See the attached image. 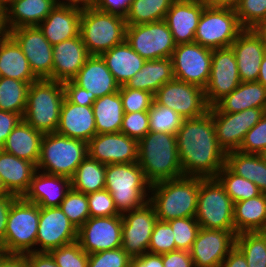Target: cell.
Listing matches in <instances>:
<instances>
[{
  "mask_svg": "<svg viewBox=\"0 0 266 267\" xmlns=\"http://www.w3.org/2000/svg\"><path fill=\"white\" fill-rule=\"evenodd\" d=\"M92 107L97 134L120 132L124 111L119 91L97 98Z\"/></svg>",
  "mask_w": 266,
  "mask_h": 267,
  "instance_id": "cell-37",
  "label": "cell"
},
{
  "mask_svg": "<svg viewBox=\"0 0 266 267\" xmlns=\"http://www.w3.org/2000/svg\"><path fill=\"white\" fill-rule=\"evenodd\" d=\"M131 267H163L162 254L145 253L131 259Z\"/></svg>",
  "mask_w": 266,
  "mask_h": 267,
  "instance_id": "cell-61",
  "label": "cell"
},
{
  "mask_svg": "<svg viewBox=\"0 0 266 267\" xmlns=\"http://www.w3.org/2000/svg\"><path fill=\"white\" fill-rule=\"evenodd\" d=\"M125 40L145 60L171 58L176 48L165 20L127 25Z\"/></svg>",
  "mask_w": 266,
  "mask_h": 267,
  "instance_id": "cell-11",
  "label": "cell"
},
{
  "mask_svg": "<svg viewBox=\"0 0 266 267\" xmlns=\"http://www.w3.org/2000/svg\"><path fill=\"white\" fill-rule=\"evenodd\" d=\"M30 84L13 78L0 77V110L24 115Z\"/></svg>",
  "mask_w": 266,
  "mask_h": 267,
  "instance_id": "cell-40",
  "label": "cell"
},
{
  "mask_svg": "<svg viewBox=\"0 0 266 267\" xmlns=\"http://www.w3.org/2000/svg\"><path fill=\"white\" fill-rule=\"evenodd\" d=\"M27 267H59L49 252L26 253Z\"/></svg>",
  "mask_w": 266,
  "mask_h": 267,
  "instance_id": "cell-59",
  "label": "cell"
},
{
  "mask_svg": "<svg viewBox=\"0 0 266 267\" xmlns=\"http://www.w3.org/2000/svg\"><path fill=\"white\" fill-rule=\"evenodd\" d=\"M4 254V252L0 249V257Z\"/></svg>",
  "mask_w": 266,
  "mask_h": 267,
  "instance_id": "cell-74",
  "label": "cell"
},
{
  "mask_svg": "<svg viewBox=\"0 0 266 267\" xmlns=\"http://www.w3.org/2000/svg\"><path fill=\"white\" fill-rule=\"evenodd\" d=\"M87 156V142L56 132L43 134L37 170L71 178Z\"/></svg>",
  "mask_w": 266,
  "mask_h": 267,
  "instance_id": "cell-7",
  "label": "cell"
},
{
  "mask_svg": "<svg viewBox=\"0 0 266 267\" xmlns=\"http://www.w3.org/2000/svg\"><path fill=\"white\" fill-rule=\"evenodd\" d=\"M78 229L69 221L60 207H40L35 252H49L77 241Z\"/></svg>",
  "mask_w": 266,
  "mask_h": 267,
  "instance_id": "cell-19",
  "label": "cell"
},
{
  "mask_svg": "<svg viewBox=\"0 0 266 267\" xmlns=\"http://www.w3.org/2000/svg\"><path fill=\"white\" fill-rule=\"evenodd\" d=\"M236 235L227 230L200 228L190 252L195 267H220L235 247Z\"/></svg>",
  "mask_w": 266,
  "mask_h": 267,
  "instance_id": "cell-20",
  "label": "cell"
},
{
  "mask_svg": "<svg viewBox=\"0 0 266 267\" xmlns=\"http://www.w3.org/2000/svg\"><path fill=\"white\" fill-rule=\"evenodd\" d=\"M17 196L13 194L0 195V243L4 240L9 210Z\"/></svg>",
  "mask_w": 266,
  "mask_h": 267,
  "instance_id": "cell-60",
  "label": "cell"
},
{
  "mask_svg": "<svg viewBox=\"0 0 266 267\" xmlns=\"http://www.w3.org/2000/svg\"><path fill=\"white\" fill-rule=\"evenodd\" d=\"M256 185L261 193L266 194V162L257 154Z\"/></svg>",
  "mask_w": 266,
  "mask_h": 267,
  "instance_id": "cell-64",
  "label": "cell"
},
{
  "mask_svg": "<svg viewBox=\"0 0 266 267\" xmlns=\"http://www.w3.org/2000/svg\"><path fill=\"white\" fill-rule=\"evenodd\" d=\"M257 81L266 88V52L261 61L260 72Z\"/></svg>",
  "mask_w": 266,
  "mask_h": 267,
  "instance_id": "cell-68",
  "label": "cell"
},
{
  "mask_svg": "<svg viewBox=\"0 0 266 267\" xmlns=\"http://www.w3.org/2000/svg\"><path fill=\"white\" fill-rule=\"evenodd\" d=\"M42 137L41 132L22 119L8 135L2 150L37 166Z\"/></svg>",
  "mask_w": 266,
  "mask_h": 267,
  "instance_id": "cell-33",
  "label": "cell"
},
{
  "mask_svg": "<svg viewBox=\"0 0 266 267\" xmlns=\"http://www.w3.org/2000/svg\"><path fill=\"white\" fill-rule=\"evenodd\" d=\"M6 194H9V193L6 191L5 187L2 184V181L0 179V195H6Z\"/></svg>",
  "mask_w": 266,
  "mask_h": 267,
  "instance_id": "cell-70",
  "label": "cell"
},
{
  "mask_svg": "<svg viewBox=\"0 0 266 267\" xmlns=\"http://www.w3.org/2000/svg\"><path fill=\"white\" fill-rule=\"evenodd\" d=\"M235 246L245 256L248 267H266V236L260 231L238 233Z\"/></svg>",
  "mask_w": 266,
  "mask_h": 267,
  "instance_id": "cell-41",
  "label": "cell"
},
{
  "mask_svg": "<svg viewBox=\"0 0 266 267\" xmlns=\"http://www.w3.org/2000/svg\"><path fill=\"white\" fill-rule=\"evenodd\" d=\"M265 113L266 108H251L236 113H213L215 135L223 151H237L245 134Z\"/></svg>",
  "mask_w": 266,
  "mask_h": 267,
  "instance_id": "cell-18",
  "label": "cell"
},
{
  "mask_svg": "<svg viewBox=\"0 0 266 267\" xmlns=\"http://www.w3.org/2000/svg\"><path fill=\"white\" fill-rule=\"evenodd\" d=\"M174 0H133L125 16L127 25H138L161 21Z\"/></svg>",
  "mask_w": 266,
  "mask_h": 267,
  "instance_id": "cell-39",
  "label": "cell"
},
{
  "mask_svg": "<svg viewBox=\"0 0 266 267\" xmlns=\"http://www.w3.org/2000/svg\"><path fill=\"white\" fill-rule=\"evenodd\" d=\"M235 10L243 29H255L266 19V0H240Z\"/></svg>",
  "mask_w": 266,
  "mask_h": 267,
  "instance_id": "cell-46",
  "label": "cell"
},
{
  "mask_svg": "<svg viewBox=\"0 0 266 267\" xmlns=\"http://www.w3.org/2000/svg\"><path fill=\"white\" fill-rule=\"evenodd\" d=\"M205 6L199 0H174L165 21L176 45L194 42L200 16Z\"/></svg>",
  "mask_w": 266,
  "mask_h": 267,
  "instance_id": "cell-23",
  "label": "cell"
},
{
  "mask_svg": "<svg viewBox=\"0 0 266 267\" xmlns=\"http://www.w3.org/2000/svg\"><path fill=\"white\" fill-rule=\"evenodd\" d=\"M242 30L236 10L205 7L198 22L194 42L210 49L227 48Z\"/></svg>",
  "mask_w": 266,
  "mask_h": 267,
  "instance_id": "cell-10",
  "label": "cell"
},
{
  "mask_svg": "<svg viewBox=\"0 0 266 267\" xmlns=\"http://www.w3.org/2000/svg\"><path fill=\"white\" fill-rule=\"evenodd\" d=\"M259 155L261 156V158L266 162V148H264Z\"/></svg>",
  "mask_w": 266,
  "mask_h": 267,
  "instance_id": "cell-71",
  "label": "cell"
},
{
  "mask_svg": "<svg viewBox=\"0 0 266 267\" xmlns=\"http://www.w3.org/2000/svg\"><path fill=\"white\" fill-rule=\"evenodd\" d=\"M150 187L138 162L106 164L105 189L120 215L143 206L149 200Z\"/></svg>",
  "mask_w": 266,
  "mask_h": 267,
  "instance_id": "cell-4",
  "label": "cell"
},
{
  "mask_svg": "<svg viewBox=\"0 0 266 267\" xmlns=\"http://www.w3.org/2000/svg\"><path fill=\"white\" fill-rule=\"evenodd\" d=\"M9 31L5 22V5L0 2V39L6 37Z\"/></svg>",
  "mask_w": 266,
  "mask_h": 267,
  "instance_id": "cell-67",
  "label": "cell"
},
{
  "mask_svg": "<svg viewBox=\"0 0 266 267\" xmlns=\"http://www.w3.org/2000/svg\"><path fill=\"white\" fill-rule=\"evenodd\" d=\"M133 0H96L95 8L107 12L118 14L123 17L129 12Z\"/></svg>",
  "mask_w": 266,
  "mask_h": 267,
  "instance_id": "cell-58",
  "label": "cell"
},
{
  "mask_svg": "<svg viewBox=\"0 0 266 267\" xmlns=\"http://www.w3.org/2000/svg\"><path fill=\"white\" fill-rule=\"evenodd\" d=\"M154 100L184 119L203 116L210 109L202 87L176 79L162 85L155 93Z\"/></svg>",
  "mask_w": 266,
  "mask_h": 267,
  "instance_id": "cell-12",
  "label": "cell"
},
{
  "mask_svg": "<svg viewBox=\"0 0 266 267\" xmlns=\"http://www.w3.org/2000/svg\"><path fill=\"white\" fill-rule=\"evenodd\" d=\"M138 163L151 185L184 176L175 134L149 131L138 141Z\"/></svg>",
  "mask_w": 266,
  "mask_h": 267,
  "instance_id": "cell-3",
  "label": "cell"
},
{
  "mask_svg": "<svg viewBox=\"0 0 266 267\" xmlns=\"http://www.w3.org/2000/svg\"><path fill=\"white\" fill-rule=\"evenodd\" d=\"M234 203L217 178H202L195 218L201 228L219 229L233 232Z\"/></svg>",
  "mask_w": 266,
  "mask_h": 267,
  "instance_id": "cell-9",
  "label": "cell"
},
{
  "mask_svg": "<svg viewBox=\"0 0 266 267\" xmlns=\"http://www.w3.org/2000/svg\"><path fill=\"white\" fill-rule=\"evenodd\" d=\"M0 267H27L24 254H7L0 257Z\"/></svg>",
  "mask_w": 266,
  "mask_h": 267,
  "instance_id": "cell-63",
  "label": "cell"
},
{
  "mask_svg": "<svg viewBox=\"0 0 266 267\" xmlns=\"http://www.w3.org/2000/svg\"><path fill=\"white\" fill-rule=\"evenodd\" d=\"M90 217H109L120 215L114 200L106 189L87 194Z\"/></svg>",
  "mask_w": 266,
  "mask_h": 267,
  "instance_id": "cell-51",
  "label": "cell"
},
{
  "mask_svg": "<svg viewBox=\"0 0 266 267\" xmlns=\"http://www.w3.org/2000/svg\"><path fill=\"white\" fill-rule=\"evenodd\" d=\"M57 4V0H10L5 4L8 31L23 26H38Z\"/></svg>",
  "mask_w": 266,
  "mask_h": 267,
  "instance_id": "cell-29",
  "label": "cell"
},
{
  "mask_svg": "<svg viewBox=\"0 0 266 267\" xmlns=\"http://www.w3.org/2000/svg\"><path fill=\"white\" fill-rule=\"evenodd\" d=\"M52 80H72L90 56L80 34L53 46Z\"/></svg>",
  "mask_w": 266,
  "mask_h": 267,
  "instance_id": "cell-26",
  "label": "cell"
},
{
  "mask_svg": "<svg viewBox=\"0 0 266 267\" xmlns=\"http://www.w3.org/2000/svg\"><path fill=\"white\" fill-rule=\"evenodd\" d=\"M174 79L202 87L207 86L212 63V49L196 42L176 45L172 56Z\"/></svg>",
  "mask_w": 266,
  "mask_h": 267,
  "instance_id": "cell-13",
  "label": "cell"
},
{
  "mask_svg": "<svg viewBox=\"0 0 266 267\" xmlns=\"http://www.w3.org/2000/svg\"><path fill=\"white\" fill-rule=\"evenodd\" d=\"M176 250L171 226L166 221L157 220L151 234L148 253L161 255Z\"/></svg>",
  "mask_w": 266,
  "mask_h": 267,
  "instance_id": "cell-49",
  "label": "cell"
},
{
  "mask_svg": "<svg viewBox=\"0 0 266 267\" xmlns=\"http://www.w3.org/2000/svg\"><path fill=\"white\" fill-rule=\"evenodd\" d=\"M65 97L76 105L92 106L97 99L95 95L76 85L72 80L63 82Z\"/></svg>",
  "mask_w": 266,
  "mask_h": 267,
  "instance_id": "cell-55",
  "label": "cell"
},
{
  "mask_svg": "<svg viewBox=\"0 0 266 267\" xmlns=\"http://www.w3.org/2000/svg\"><path fill=\"white\" fill-rule=\"evenodd\" d=\"M125 17L100 11L95 7L82 9L79 34L89 55H101L125 41Z\"/></svg>",
  "mask_w": 266,
  "mask_h": 267,
  "instance_id": "cell-6",
  "label": "cell"
},
{
  "mask_svg": "<svg viewBox=\"0 0 266 267\" xmlns=\"http://www.w3.org/2000/svg\"><path fill=\"white\" fill-rule=\"evenodd\" d=\"M124 113L148 111L154 101V95L148 91L131 89L125 85L119 88Z\"/></svg>",
  "mask_w": 266,
  "mask_h": 267,
  "instance_id": "cell-50",
  "label": "cell"
},
{
  "mask_svg": "<svg viewBox=\"0 0 266 267\" xmlns=\"http://www.w3.org/2000/svg\"><path fill=\"white\" fill-rule=\"evenodd\" d=\"M22 119L20 114L0 110V150H2L8 135Z\"/></svg>",
  "mask_w": 266,
  "mask_h": 267,
  "instance_id": "cell-56",
  "label": "cell"
},
{
  "mask_svg": "<svg viewBox=\"0 0 266 267\" xmlns=\"http://www.w3.org/2000/svg\"><path fill=\"white\" fill-rule=\"evenodd\" d=\"M64 98L62 82L39 79L31 83L23 120L42 134L56 132Z\"/></svg>",
  "mask_w": 266,
  "mask_h": 267,
  "instance_id": "cell-5",
  "label": "cell"
},
{
  "mask_svg": "<svg viewBox=\"0 0 266 267\" xmlns=\"http://www.w3.org/2000/svg\"><path fill=\"white\" fill-rule=\"evenodd\" d=\"M88 155L103 164L138 162V141L121 132L96 134L88 142Z\"/></svg>",
  "mask_w": 266,
  "mask_h": 267,
  "instance_id": "cell-21",
  "label": "cell"
},
{
  "mask_svg": "<svg viewBox=\"0 0 266 267\" xmlns=\"http://www.w3.org/2000/svg\"><path fill=\"white\" fill-rule=\"evenodd\" d=\"M266 148V113L246 134L238 149L243 153L259 154Z\"/></svg>",
  "mask_w": 266,
  "mask_h": 267,
  "instance_id": "cell-54",
  "label": "cell"
},
{
  "mask_svg": "<svg viewBox=\"0 0 266 267\" xmlns=\"http://www.w3.org/2000/svg\"><path fill=\"white\" fill-rule=\"evenodd\" d=\"M105 175L106 164L88 155L71 177V188L84 194L103 190L105 189Z\"/></svg>",
  "mask_w": 266,
  "mask_h": 267,
  "instance_id": "cell-38",
  "label": "cell"
},
{
  "mask_svg": "<svg viewBox=\"0 0 266 267\" xmlns=\"http://www.w3.org/2000/svg\"><path fill=\"white\" fill-rule=\"evenodd\" d=\"M207 8L236 9L240 0H199Z\"/></svg>",
  "mask_w": 266,
  "mask_h": 267,
  "instance_id": "cell-65",
  "label": "cell"
},
{
  "mask_svg": "<svg viewBox=\"0 0 266 267\" xmlns=\"http://www.w3.org/2000/svg\"><path fill=\"white\" fill-rule=\"evenodd\" d=\"M0 77L13 78L29 84L38 80L20 46L9 34L0 39Z\"/></svg>",
  "mask_w": 266,
  "mask_h": 267,
  "instance_id": "cell-34",
  "label": "cell"
},
{
  "mask_svg": "<svg viewBox=\"0 0 266 267\" xmlns=\"http://www.w3.org/2000/svg\"><path fill=\"white\" fill-rule=\"evenodd\" d=\"M81 12L82 9L57 4L38 27L54 46L79 35Z\"/></svg>",
  "mask_w": 266,
  "mask_h": 267,
  "instance_id": "cell-27",
  "label": "cell"
},
{
  "mask_svg": "<svg viewBox=\"0 0 266 267\" xmlns=\"http://www.w3.org/2000/svg\"><path fill=\"white\" fill-rule=\"evenodd\" d=\"M220 267H248L243 253L235 246L226 256Z\"/></svg>",
  "mask_w": 266,
  "mask_h": 267,
  "instance_id": "cell-62",
  "label": "cell"
},
{
  "mask_svg": "<svg viewBox=\"0 0 266 267\" xmlns=\"http://www.w3.org/2000/svg\"><path fill=\"white\" fill-rule=\"evenodd\" d=\"M241 83L237 60L231 47L212 49L210 78L204 88L207 103L214 106Z\"/></svg>",
  "mask_w": 266,
  "mask_h": 267,
  "instance_id": "cell-17",
  "label": "cell"
},
{
  "mask_svg": "<svg viewBox=\"0 0 266 267\" xmlns=\"http://www.w3.org/2000/svg\"><path fill=\"white\" fill-rule=\"evenodd\" d=\"M131 259L120 247L89 254L88 267H131Z\"/></svg>",
  "mask_w": 266,
  "mask_h": 267,
  "instance_id": "cell-53",
  "label": "cell"
},
{
  "mask_svg": "<svg viewBox=\"0 0 266 267\" xmlns=\"http://www.w3.org/2000/svg\"><path fill=\"white\" fill-rule=\"evenodd\" d=\"M10 0H0V2L2 3V4H6L7 2H9Z\"/></svg>",
  "mask_w": 266,
  "mask_h": 267,
  "instance_id": "cell-73",
  "label": "cell"
},
{
  "mask_svg": "<svg viewBox=\"0 0 266 267\" xmlns=\"http://www.w3.org/2000/svg\"><path fill=\"white\" fill-rule=\"evenodd\" d=\"M58 4L75 7L79 9H88L95 7L96 0H57Z\"/></svg>",
  "mask_w": 266,
  "mask_h": 267,
  "instance_id": "cell-66",
  "label": "cell"
},
{
  "mask_svg": "<svg viewBox=\"0 0 266 267\" xmlns=\"http://www.w3.org/2000/svg\"><path fill=\"white\" fill-rule=\"evenodd\" d=\"M255 30L261 35L262 39L266 42V19L255 28Z\"/></svg>",
  "mask_w": 266,
  "mask_h": 267,
  "instance_id": "cell-69",
  "label": "cell"
},
{
  "mask_svg": "<svg viewBox=\"0 0 266 267\" xmlns=\"http://www.w3.org/2000/svg\"><path fill=\"white\" fill-rule=\"evenodd\" d=\"M157 220L154 207L149 201L143 206L122 214L121 248L131 258L148 253L151 234Z\"/></svg>",
  "mask_w": 266,
  "mask_h": 267,
  "instance_id": "cell-14",
  "label": "cell"
},
{
  "mask_svg": "<svg viewBox=\"0 0 266 267\" xmlns=\"http://www.w3.org/2000/svg\"><path fill=\"white\" fill-rule=\"evenodd\" d=\"M176 140L184 176L216 178L226 153L216 138L211 108L203 116L184 119Z\"/></svg>",
  "mask_w": 266,
  "mask_h": 267,
  "instance_id": "cell-1",
  "label": "cell"
},
{
  "mask_svg": "<svg viewBox=\"0 0 266 267\" xmlns=\"http://www.w3.org/2000/svg\"><path fill=\"white\" fill-rule=\"evenodd\" d=\"M234 51L241 82L257 81L266 42L255 29H243L230 46Z\"/></svg>",
  "mask_w": 266,
  "mask_h": 267,
  "instance_id": "cell-22",
  "label": "cell"
},
{
  "mask_svg": "<svg viewBox=\"0 0 266 267\" xmlns=\"http://www.w3.org/2000/svg\"><path fill=\"white\" fill-rule=\"evenodd\" d=\"M167 223L173 230L176 249L190 251L201 228L196 218H177Z\"/></svg>",
  "mask_w": 266,
  "mask_h": 267,
  "instance_id": "cell-45",
  "label": "cell"
},
{
  "mask_svg": "<svg viewBox=\"0 0 266 267\" xmlns=\"http://www.w3.org/2000/svg\"><path fill=\"white\" fill-rule=\"evenodd\" d=\"M77 242L87 254L120 248L122 215L88 218L77 231Z\"/></svg>",
  "mask_w": 266,
  "mask_h": 267,
  "instance_id": "cell-16",
  "label": "cell"
},
{
  "mask_svg": "<svg viewBox=\"0 0 266 267\" xmlns=\"http://www.w3.org/2000/svg\"><path fill=\"white\" fill-rule=\"evenodd\" d=\"M225 165L236 175L256 185L257 154L232 151L226 153Z\"/></svg>",
  "mask_w": 266,
  "mask_h": 267,
  "instance_id": "cell-47",
  "label": "cell"
},
{
  "mask_svg": "<svg viewBox=\"0 0 266 267\" xmlns=\"http://www.w3.org/2000/svg\"><path fill=\"white\" fill-rule=\"evenodd\" d=\"M173 79L171 58L146 60L142 68L126 82L125 86L131 89L148 91L155 95L162 85Z\"/></svg>",
  "mask_w": 266,
  "mask_h": 267,
  "instance_id": "cell-35",
  "label": "cell"
},
{
  "mask_svg": "<svg viewBox=\"0 0 266 267\" xmlns=\"http://www.w3.org/2000/svg\"><path fill=\"white\" fill-rule=\"evenodd\" d=\"M120 132L137 141L142 139L149 132L148 111L124 113Z\"/></svg>",
  "mask_w": 266,
  "mask_h": 267,
  "instance_id": "cell-52",
  "label": "cell"
},
{
  "mask_svg": "<svg viewBox=\"0 0 266 267\" xmlns=\"http://www.w3.org/2000/svg\"><path fill=\"white\" fill-rule=\"evenodd\" d=\"M59 207L77 229L90 218L87 194L73 188L68 191Z\"/></svg>",
  "mask_w": 266,
  "mask_h": 267,
  "instance_id": "cell-44",
  "label": "cell"
},
{
  "mask_svg": "<svg viewBox=\"0 0 266 267\" xmlns=\"http://www.w3.org/2000/svg\"><path fill=\"white\" fill-rule=\"evenodd\" d=\"M71 189V178L37 170L23 198L39 207H59Z\"/></svg>",
  "mask_w": 266,
  "mask_h": 267,
  "instance_id": "cell-25",
  "label": "cell"
},
{
  "mask_svg": "<svg viewBox=\"0 0 266 267\" xmlns=\"http://www.w3.org/2000/svg\"><path fill=\"white\" fill-rule=\"evenodd\" d=\"M36 171L34 163L0 150V179L8 193L23 197Z\"/></svg>",
  "mask_w": 266,
  "mask_h": 267,
  "instance_id": "cell-30",
  "label": "cell"
},
{
  "mask_svg": "<svg viewBox=\"0 0 266 267\" xmlns=\"http://www.w3.org/2000/svg\"><path fill=\"white\" fill-rule=\"evenodd\" d=\"M260 232L266 236V222H265V225H264V227L261 229Z\"/></svg>",
  "mask_w": 266,
  "mask_h": 267,
  "instance_id": "cell-72",
  "label": "cell"
},
{
  "mask_svg": "<svg viewBox=\"0 0 266 267\" xmlns=\"http://www.w3.org/2000/svg\"><path fill=\"white\" fill-rule=\"evenodd\" d=\"M40 207L17 197L9 210L5 237L0 249L7 254L34 252L39 225Z\"/></svg>",
  "mask_w": 266,
  "mask_h": 267,
  "instance_id": "cell-8",
  "label": "cell"
},
{
  "mask_svg": "<svg viewBox=\"0 0 266 267\" xmlns=\"http://www.w3.org/2000/svg\"><path fill=\"white\" fill-rule=\"evenodd\" d=\"M149 115V131L167 134H175L182 125L184 118L176 113L171 108L159 105L155 100L153 101Z\"/></svg>",
  "mask_w": 266,
  "mask_h": 267,
  "instance_id": "cell-43",
  "label": "cell"
},
{
  "mask_svg": "<svg viewBox=\"0 0 266 267\" xmlns=\"http://www.w3.org/2000/svg\"><path fill=\"white\" fill-rule=\"evenodd\" d=\"M163 267H195L190 252L176 250L162 254Z\"/></svg>",
  "mask_w": 266,
  "mask_h": 267,
  "instance_id": "cell-57",
  "label": "cell"
},
{
  "mask_svg": "<svg viewBox=\"0 0 266 267\" xmlns=\"http://www.w3.org/2000/svg\"><path fill=\"white\" fill-rule=\"evenodd\" d=\"M201 179L182 176L152 184L148 191L151 192L148 201L153 205L157 219L167 222L195 217Z\"/></svg>",
  "mask_w": 266,
  "mask_h": 267,
  "instance_id": "cell-2",
  "label": "cell"
},
{
  "mask_svg": "<svg viewBox=\"0 0 266 267\" xmlns=\"http://www.w3.org/2000/svg\"><path fill=\"white\" fill-rule=\"evenodd\" d=\"M216 178L224 186L233 203L254 198L261 194L257 185L236 175L226 165L218 172Z\"/></svg>",
  "mask_w": 266,
  "mask_h": 267,
  "instance_id": "cell-42",
  "label": "cell"
},
{
  "mask_svg": "<svg viewBox=\"0 0 266 267\" xmlns=\"http://www.w3.org/2000/svg\"><path fill=\"white\" fill-rule=\"evenodd\" d=\"M72 81L96 98L116 93L120 88L100 55H90Z\"/></svg>",
  "mask_w": 266,
  "mask_h": 267,
  "instance_id": "cell-28",
  "label": "cell"
},
{
  "mask_svg": "<svg viewBox=\"0 0 266 267\" xmlns=\"http://www.w3.org/2000/svg\"><path fill=\"white\" fill-rule=\"evenodd\" d=\"M235 232L261 231L266 222V194L234 203Z\"/></svg>",
  "mask_w": 266,
  "mask_h": 267,
  "instance_id": "cell-36",
  "label": "cell"
},
{
  "mask_svg": "<svg viewBox=\"0 0 266 267\" xmlns=\"http://www.w3.org/2000/svg\"><path fill=\"white\" fill-rule=\"evenodd\" d=\"M56 133L88 143L97 134L93 107L76 105L65 97Z\"/></svg>",
  "mask_w": 266,
  "mask_h": 267,
  "instance_id": "cell-24",
  "label": "cell"
},
{
  "mask_svg": "<svg viewBox=\"0 0 266 267\" xmlns=\"http://www.w3.org/2000/svg\"><path fill=\"white\" fill-rule=\"evenodd\" d=\"M49 253L59 267H88L89 254L81 248L77 241L54 248Z\"/></svg>",
  "mask_w": 266,
  "mask_h": 267,
  "instance_id": "cell-48",
  "label": "cell"
},
{
  "mask_svg": "<svg viewBox=\"0 0 266 267\" xmlns=\"http://www.w3.org/2000/svg\"><path fill=\"white\" fill-rule=\"evenodd\" d=\"M26 56L30 69L39 79L52 80L53 46L38 26H23L9 31Z\"/></svg>",
  "mask_w": 266,
  "mask_h": 267,
  "instance_id": "cell-15",
  "label": "cell"
},
{
  "mask_svg": "<svg viewBox=\"0 0 266 267\" xmlns=\"http://www.w3.org/2000/svg\"><path fill=\"white\" fill-rule=\"evenodd\" d=\"M100 56L120 86L133 78L146 61L131 48L126 40Z\"/></svg>",
  "mask_w": 266,
  "mask_h": 267,
  "instance_id": "cell-32",
  "label": "cell"
},
{
  "mask_svg": "<svg viewBox=\"0 0 266 267\" xmlns=\"http://www.w3.org/2000/svg\"><path fill=\"white\" fill-rule=\"evenodd\" d=\"M210 108L212 113H236L251 108H266V88L258 81L241 82Z\"/></svg>",
  "mask_w": 266,
  "mask_h": 267,
  "instance_id": "cell-31",
  "label": "cell"
}]
</instances>
